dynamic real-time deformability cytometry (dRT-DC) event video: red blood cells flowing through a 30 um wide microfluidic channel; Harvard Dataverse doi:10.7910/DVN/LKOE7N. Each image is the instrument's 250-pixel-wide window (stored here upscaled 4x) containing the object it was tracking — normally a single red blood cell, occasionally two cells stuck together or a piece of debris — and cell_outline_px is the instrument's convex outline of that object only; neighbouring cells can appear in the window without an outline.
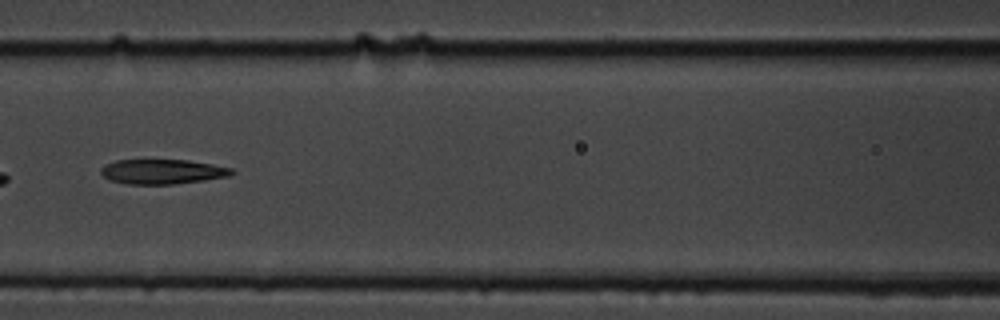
{"species": "common noctule bat (a hibernating species)", "species_latin": "Nyctalus noctula", "temperature_condition": "cold", "stored_images_in_passage": 12, "camera_frame_rate_fps": 3000, "um_per_image_px": 0.085, "animal": {"sex": "male", "body_mass_g": 19.5, "forearm_length_mm": 54.6}, "frame": {"image": 1, "passage_image": 6, "time_ms": 6.667, "image_size_px": [1000, 320], "cell_outline_px": [[236, 172], [228, 176], [204, 180], [172, 184], [128, 184], [108, 180], [100, 172], [100, 168], [104, 164], [116, 160], [188, 160], [212, 164], [232, 168]], "centroid_in_image_um": [13.77, 14.58], "position_along_channel_um": 152.8, "area_um2": 18.9}}
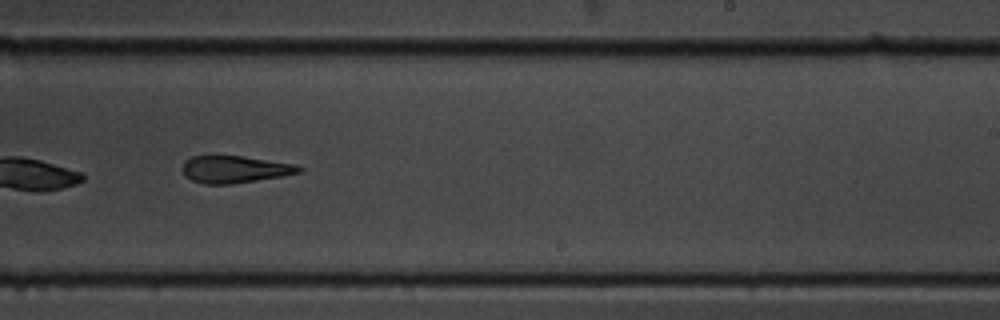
{"frame": {"image": 2, "passage_image": 9, "time_ms": 10.0, "image_size_px": [1000, 320], "cell_outline_px": [[304, 168], [300, 172], [284, 176], [232, 184], [204, 184], [192, 180], [184, 172], [184, 160], [192, 156], [212, 152], [244, 156], [296, 164]], "centroid_in_image_um": [19.95, 14.34], "position_along_channel_um": 269.1, "area_um2": 19.13}}
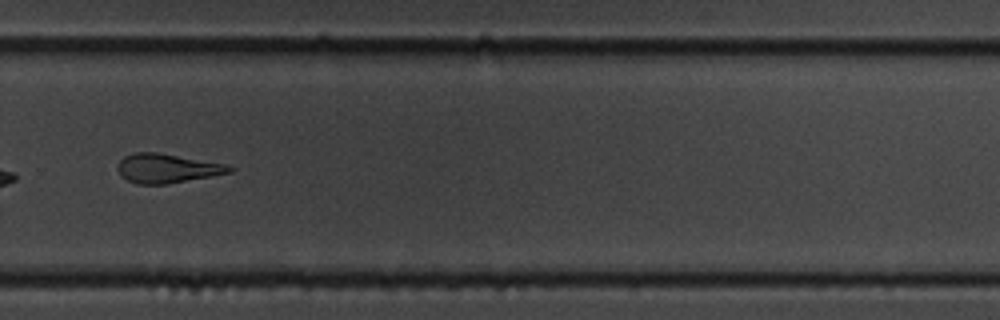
{"frame": {"image": 3, "passage_image": 10, "time_ms": 11.333, "image_size_px": [1000, 320], "cell_outline_px": [[236, 168], [232, 172], [164, 184], [136, 184], [120, 176], [116, 168], [120, 160], [124, 156], [132, 152], [156, 152], [228, 164]], "centroid_in_image_um": [14.17, 14.3], "position_along_channel_um": 315.6, "area_um2": 19.02}, "authors_computed_cell_mechanics": {"area_um2": 19.6231, "velocity_mm_per_s": 3.5083, "shape_relaxation_time_tau1_ms": 9.883, "shape_relaxation_time_tau2_ms": 7.5796, "deformation_change_tau1": 0.2382, "deformation_change_tau2": 0.2136}}